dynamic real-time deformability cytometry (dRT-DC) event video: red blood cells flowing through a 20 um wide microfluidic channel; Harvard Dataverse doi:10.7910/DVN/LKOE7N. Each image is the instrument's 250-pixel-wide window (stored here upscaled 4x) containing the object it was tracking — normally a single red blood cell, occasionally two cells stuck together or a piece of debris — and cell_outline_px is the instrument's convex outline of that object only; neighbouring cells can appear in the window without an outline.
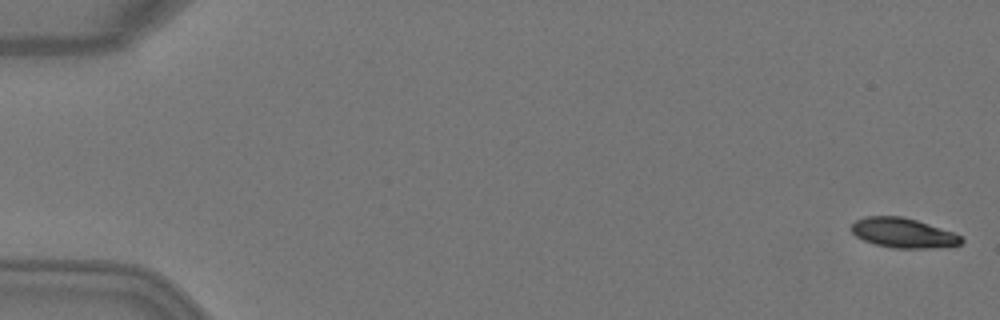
{"species": "Egyptian fruit bat (a non-hibernating species)", "species_latin": "Rousettus aegyptiacus", "temperature_condition": "warm", "stored_images_in_passage": 5, "camera_frame_rate_fps": 3000, "um_per_image_px": 0.085, "animal": {"sex": "female"}, "frame": {"image": 1, "passage_image": 1, "time_ms": 0.0, "image_size_px": [1000, 320], "cell_outline_px": [[964, 240], [960, 244], [932, 248], [892, 248], [876, 244], [864, 240], [856, 236], [852, 232], [852, 224], [856, 220], [864, 216], [900, 216], [916, 220], [952, 232], [960, 236]], "centroid_in_image_um": [76.74, 19.79], "position_along_channel_um": 8.3, "area_um2": 18.79}}
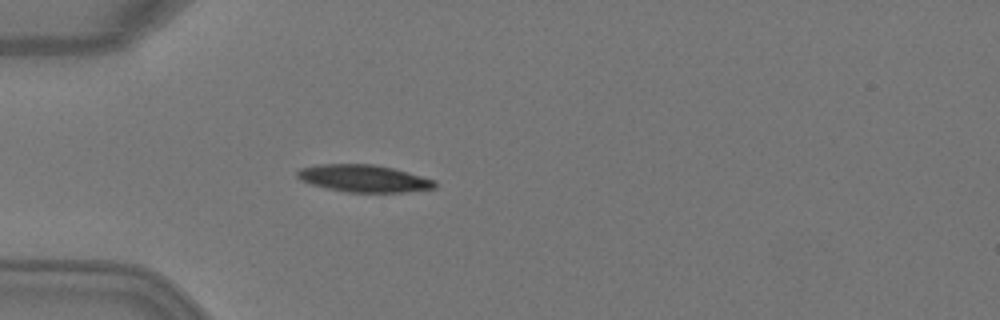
{"frame": {"image": 2, "passage_image": 5, "time_ms": 1.333, "image_size_px": [1000, 320], "cell_outline_px": [[436, 188], [404, 192], [348, 192], [324, 188], [300, 180], [296, 176], [296, 172], [300, 168], [316, 164], [376, 164], [408, 172], [436, 180]], "centroid_in_image_um": [30.9, 15.16], "position_along_channel_um": 54.1, "area_um2": 21.96}}